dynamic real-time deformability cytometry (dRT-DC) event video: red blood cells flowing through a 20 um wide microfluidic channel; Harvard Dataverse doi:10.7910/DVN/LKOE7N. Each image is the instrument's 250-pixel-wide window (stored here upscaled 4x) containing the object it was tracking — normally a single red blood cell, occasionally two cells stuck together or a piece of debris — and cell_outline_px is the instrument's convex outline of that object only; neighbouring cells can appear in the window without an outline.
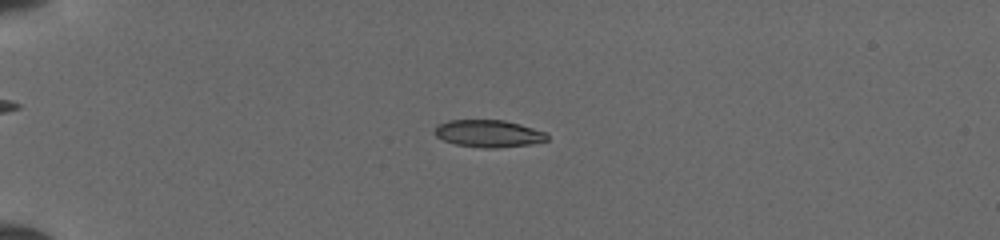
{"species": "common noctule bat (a hibernating species)", "species_latin": "Nyctalus noctula", "temperature_condition": "cold", "stored_images_in_passage": 16, "camera_frame_rate_fps": 3000, "um_per_image_px": 0.085, "animal": {"sex": "female", "body_mass_g": 19.5, "forearm_length_mm": 54.1}, "frame": {"image": 1, "passage_image": 14, "time_ms": 4.333, "image_size_px": [1000, 240], "cell_outline_px": [[548, 140], [532, 144], [496, 148], [484, 148], [456, 144], [444, 140], [436, 136], [432, 132], [436, 124], [448, 120], [504, 120], [520, 124], [544, 132], [548, 136]], "centroid_in_image_um": [41.48, 11.35], "position_along_channel_um": 43.5, "area_um2": 17.92}}